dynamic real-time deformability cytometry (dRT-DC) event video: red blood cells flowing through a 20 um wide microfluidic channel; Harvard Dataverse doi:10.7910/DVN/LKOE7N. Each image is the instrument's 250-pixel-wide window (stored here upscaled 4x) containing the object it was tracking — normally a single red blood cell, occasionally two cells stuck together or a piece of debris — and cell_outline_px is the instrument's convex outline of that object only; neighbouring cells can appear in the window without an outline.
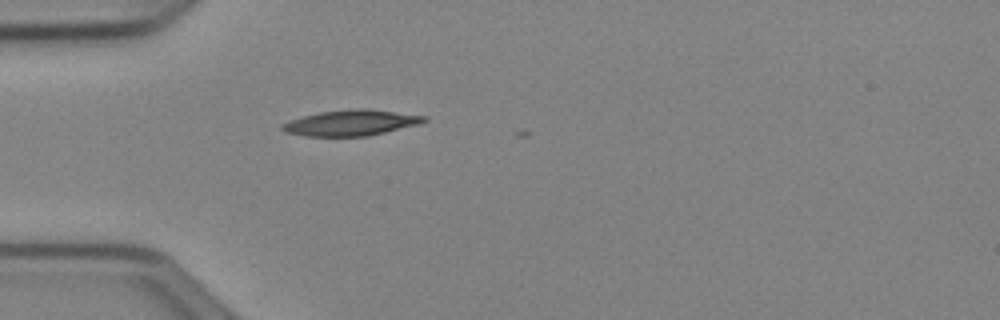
{"species": "Egyptian fruit bat (a non-hibernating species)", "species_latin": "Rousettus aegyptiacus", "temperature_condition": "cold", "stored_images_in_passage": 4, "camera_frame_rate_fps": 3000, "um_per_image_px": 0.085, "animal": {"sex": "female"}, "frame": {"image": 1, "passage_image": 1, "time_ms": 0.0, "image_size_px": [1000, 320], "cell_outline_px": [[428, 120], [420, 124], [368, 136], [304, 136], [288, 132], [280, 128], [280, 124], [304, 116], [320, 112], [352, 108], [368, 108], [428, 116]], "centroid_in_image_um": [29.89, 10.43], "position_along_channel_um": 55.1, "area_um2": 21.33}}